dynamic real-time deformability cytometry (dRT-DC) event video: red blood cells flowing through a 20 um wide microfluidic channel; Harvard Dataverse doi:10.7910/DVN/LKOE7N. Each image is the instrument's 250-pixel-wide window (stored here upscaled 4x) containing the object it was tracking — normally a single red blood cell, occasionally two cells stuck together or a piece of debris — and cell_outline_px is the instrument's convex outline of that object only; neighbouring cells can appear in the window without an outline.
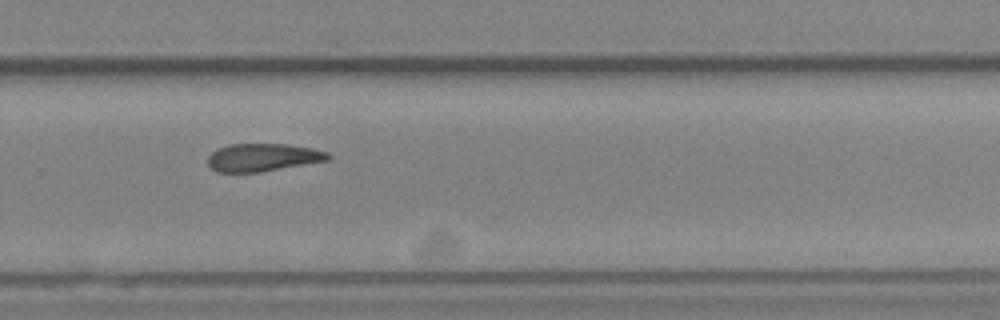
{"species": "Egyptian fruit bat (a non-hibernating species)", "species_latin": "Rousettus aegyptiacus", "temperature_condition": "cold", "stored_images_in_passage": 15, "camera_frame_rate_fps": 3000, "um_per_image_px": 0.085, "animal": {"sex": "female"}, "frame": {"image": 1, "passage_image": 11, "time_ms": 12.333, "image_size_px": [1000, 320], "cell_outline_px": [[332, 156], [328, 160], [260, 172], [216, 172], [208, 164], [208, 156], [216, 148], [228, 144], [284, 144], [312, 148], [328, 152]], "centroid_in_image_um": [22.32, 13.37], "position_along_channel_um": 307.5, "area_um2": 19.48}}
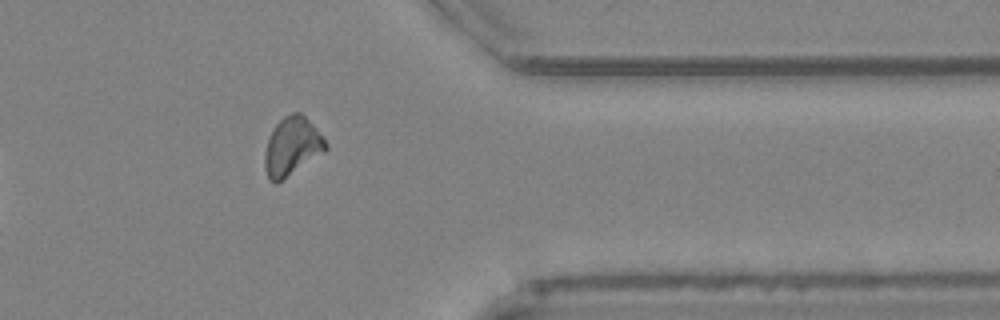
{"frame": {"image": 2, "passage_image": 13, "time_ms": 14.667, "image_size_px": [1000, 320], "cell_outline_px": [[328, 148], [324, 152], [276, 184], [268, 180], [264, 168], [264, 156], [268, 140], [276, 124], [284, 116], [292, 112], [300, 112], [312, 124], [328, 144]], "centroid_in_image_um": [24.8, 12.47], "position_along_channel_um": 386.6, "area_um2": 20.52}}
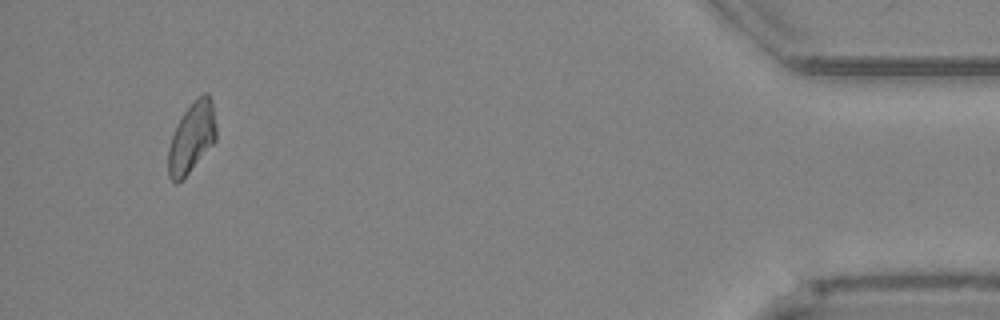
{"frame": {"image": 3, "passage_image": 15, "time_ms": 17.0, "image_size_px": [1000, 320], "cell_outline_px": [[216, 140], [188, 172], [176, 184], [168, 176], [168, 148], [172, 136], [184, 112], [204, 92], [208, 92], [212, 104], [216, 124]], "centroid_in_image_um": [16.3, 11.7], "position_along_channel_um": 418.9, "area_um2": 19.02}, "authors_computed_cell_mechanics": {"area_um2": 21.8484, "velocity_mm_per_s": 3.3011, "shape_relaxation_time_tau1_ms": 2.1177, "shape_relaxation_time_tau2_ms": 1.4614, "deformation_change_tau1": 0.1076, "deformation_change_tau2": 0.0927}}